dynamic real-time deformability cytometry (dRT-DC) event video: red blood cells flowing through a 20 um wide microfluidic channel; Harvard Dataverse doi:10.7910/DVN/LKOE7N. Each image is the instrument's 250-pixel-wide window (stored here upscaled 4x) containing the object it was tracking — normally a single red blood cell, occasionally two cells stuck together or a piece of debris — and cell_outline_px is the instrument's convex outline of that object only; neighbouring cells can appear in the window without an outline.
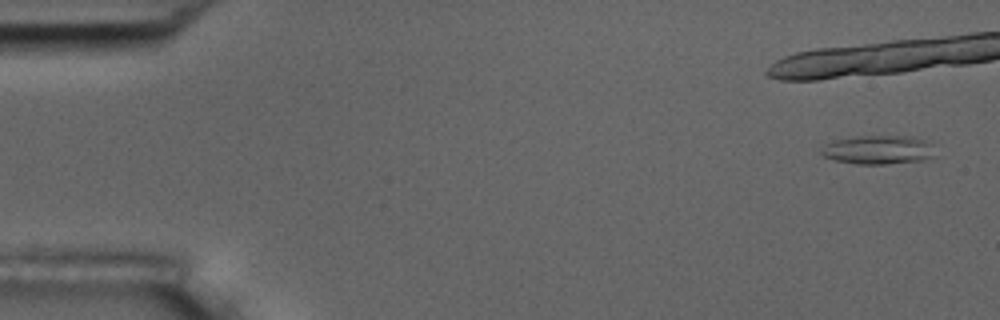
{"species": "common noctule bat (a hibernating species)", "species_latin": "Nyctalus noctula", "temperature_condition": "room temperature", "stored_images_in_passage": 10, "camera_frame_rate_fps": 3000, "um_per_image_px": 0.085, "animal": {"sex": "male", "body_mass_g": 17.5, "forearm_length_mm": 52.3}, "frame": {"image": 1, "passage_image": 1, "time_ms": 0.0, "image_size_px": [1000, 320], "cell_outline_px": [[936, 156], [924, 160], [888, 164], [856, 164], [836, 160], [824, 156], [820, 152], [820, 148], [824, 144], [836, 140], [856, 136], [912, 136], [924, 140]], "centroid_in_image_um": [74.61, 12.74], "position_along_channel_um": 10.4, "area_um2": 19.02}}
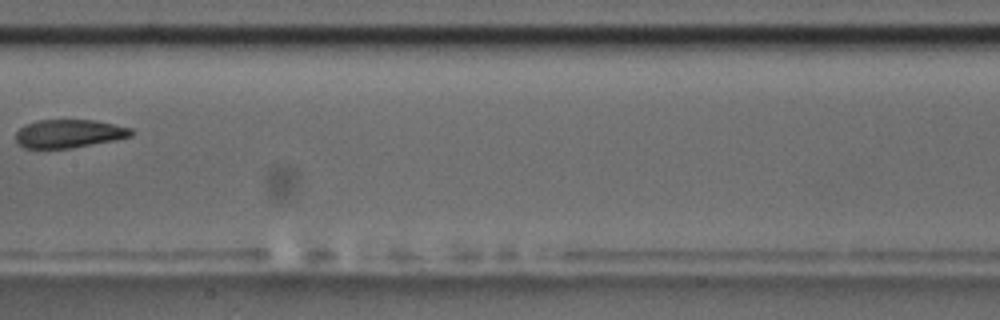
{"frame": {"image": 2, "passage_image": 9, "time_ms": 10.333, "image_size_px": [1000, 320], "cell_outline_px": [[136, 132], [132, 136], [116, 140], [72, 148], [24, 148], [16, 144], [16, 132], [24, 124], [36, 120], [92, 120], [132, 128]], "centroid_in_image_um": [5.86, 11.36], "position_along_channel_um": 201.5, "area_um2": 19.25}}
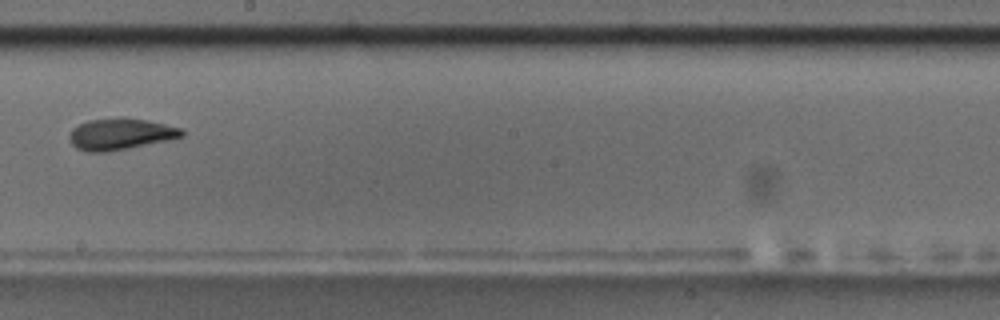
{"frame": {"image": 3, "passage_image": 10, "time_ms": 11.333, "image_size_px": [1000, 320], "cell_outline_px": [[184, 136], [168, 140], [108, 152], [88, 152], [76, 148], [68, 140], [68, 136], [72, 128], [88, 120], [120, 116], [124, 116], [148, 120], [184, 128]], "centroid_in_image_um": [10.24, 11.37], "position_along_channel_um": 238.0, "area_um2": 21.04}}